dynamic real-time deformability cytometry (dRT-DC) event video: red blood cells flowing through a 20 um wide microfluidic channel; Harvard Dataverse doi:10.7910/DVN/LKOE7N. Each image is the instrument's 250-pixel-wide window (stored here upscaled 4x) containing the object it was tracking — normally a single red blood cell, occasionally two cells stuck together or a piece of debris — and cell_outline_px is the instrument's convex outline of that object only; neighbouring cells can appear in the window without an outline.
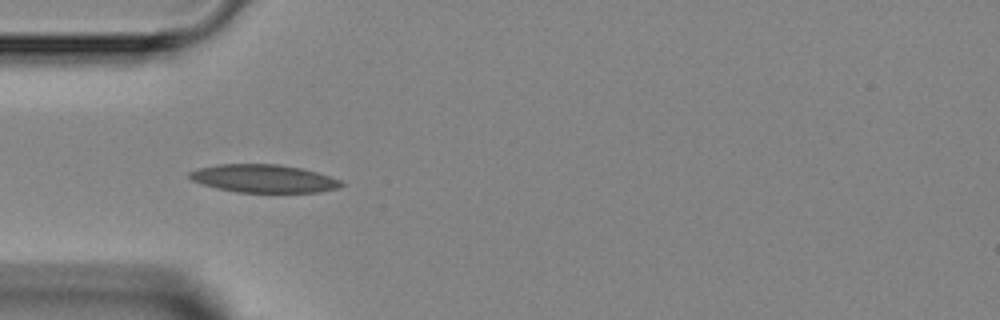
{"species": "Egyptian fruit bat (a non-hibernating species)", "species_latin": "Rousettus aegyptiacus", "temperature_condition": "room temperature", "stored_images_in_passage": 5, "camera_frame_rate_fps": 3000, "um_per_image_px": 0.085, "animal": {"sex": "female"}, "frame": {"image": 1, "passage_image": 4, "time_ms": 3.333, "image_size_px": [1000, 320], "cell_outline_px": [[344, 184], [340, 188], [320, 192], [236, 192], [216, 188], [192, 180], [188, 176], [188, 172], [200, 168], [220, 164], [276, 164], [300, 168], [316, 172], [340, 180]], "centroid_in_image_um": [22.42, 15.18], "position_along_channel_um": 62.6, "area_um2": 24.57}}
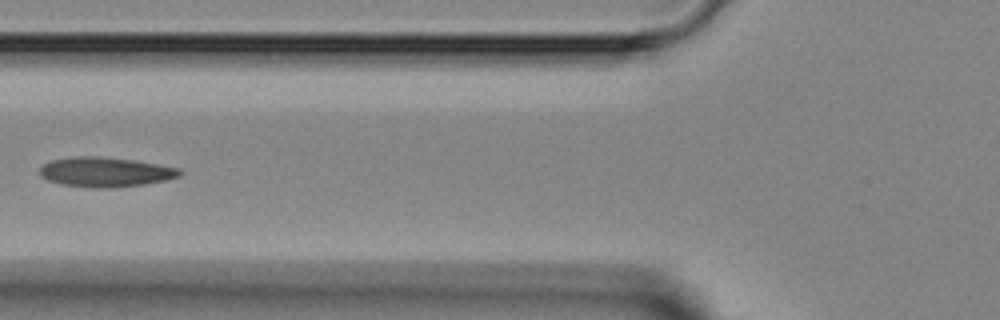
{"frame": {"image": 2, "passage_image": 5, "time_ms": 4.667, "image_size_px": [1000, 320], "cell_outline_px": [[184, 172], [180, 176], [164, 180], [144, 184], [112, 188], [92, 188], [60, 184], [48, 180], [40, 176], [40, 168], [44, 164], [52, 160], [76, 156], [96, 156], [132, 160], [180, 168]], "centroid_in_image_um": [8.95, 14.63], "position_along_channel_um": 116.8, "area_um2": 24.16}}